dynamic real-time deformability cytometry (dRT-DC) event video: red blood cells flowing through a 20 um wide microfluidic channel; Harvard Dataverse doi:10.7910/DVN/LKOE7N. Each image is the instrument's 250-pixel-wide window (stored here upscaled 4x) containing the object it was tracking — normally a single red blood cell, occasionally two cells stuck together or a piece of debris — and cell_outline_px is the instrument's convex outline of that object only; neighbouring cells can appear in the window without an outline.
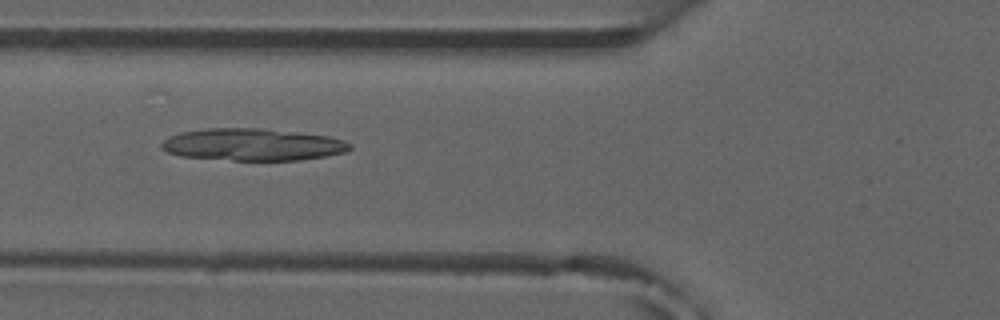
{"species": "common noctule bat (a hibernating species)", "species_latin": "Nyctalus noctula", "temperature_condition": "room temperature", "stored_images_in_passage": 4, "camera_frame_rate_fps": 3000, "um_per_image_px": 0.085, "animal": {"sex": "male", "forearm_length_mm": 52.5}, "frame": {"image": 1, "passage_image": 3, "time_ms": 2.333, "image_size_px": [1000, 320], "cell_outline_px": [[352, 148], [348, 152], [300, 160], [232, 160], [180, 156], [168, 152], [160, 148], [160, 144], [168, 136], [180, 132], [204, 128], [260, 128], [296, 132], [328, 136], [344, 140], [352, 144]], "centroid_in_image_um": [21.46, 12.28], "position_along_channel_um": 104.3, "area_um2": 35.43}}
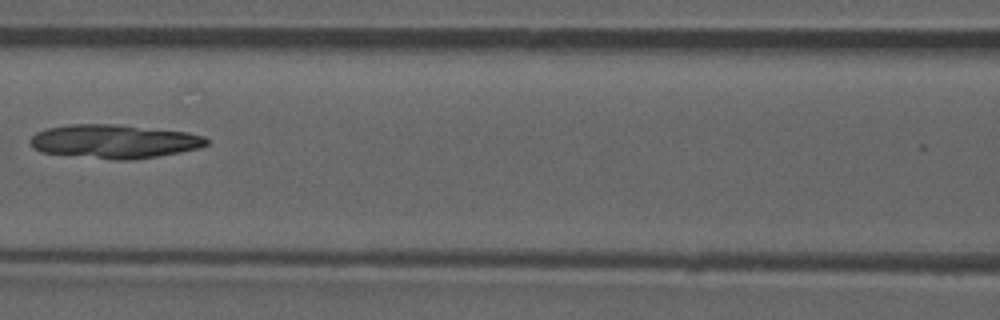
{"frame": {"image": 2, "passage_image": 4, "time_ms": 3.667, "image_size_px": [1000, 320], "cell_outline_px": [[208, 144], [200, 148], [180, 152], [132, 160], [112, 160], [40, 152], [32, 148], [28, 140], [36, 132], [48, 128], [68, 124], [112, 124], [188, 132], [204, 136], [208, 140]], "centroid_in_image_um": [9.68, 12.02], "position_along_channel_um": 156.9, "area_um2": 34.8}}